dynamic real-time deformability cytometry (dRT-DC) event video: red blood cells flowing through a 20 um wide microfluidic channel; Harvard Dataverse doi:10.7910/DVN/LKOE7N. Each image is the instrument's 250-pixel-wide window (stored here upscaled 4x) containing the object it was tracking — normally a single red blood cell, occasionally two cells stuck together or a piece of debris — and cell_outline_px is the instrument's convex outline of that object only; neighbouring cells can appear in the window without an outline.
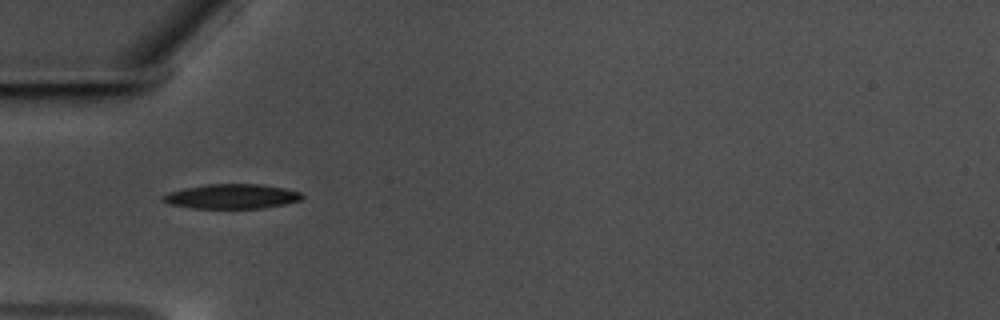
{"species": "common noctule bat (a hibernating species)", "species_latin": "Nyctalus noctula", "temperature_condition": "warm", "stored_images_in_passage": 40, "camera_frame_rate_fps": 3000, "um_per_image_px": 0.085, "animal": {"sex": "male", "body_mass_g": 17.5, "forearm_length_mm": 52.3}, "frame": {"image": 1, "passage_image": 1, "time_ms": 0.0, "image_size_px": [1000, 320], "cell_outline_px": [[304, 196], [300, 200], [284, 204], [264, 208], [192, 208], [168, 204], [160, 200], [160, 196], [168, 192], [184, 188], [208, 184], [264, 184], [284, 188], [300, 192]], "centroid_in_image_um": [19.66, 16.69], "position_along_channel_um": 65.3, "area_um2": 20.11}}
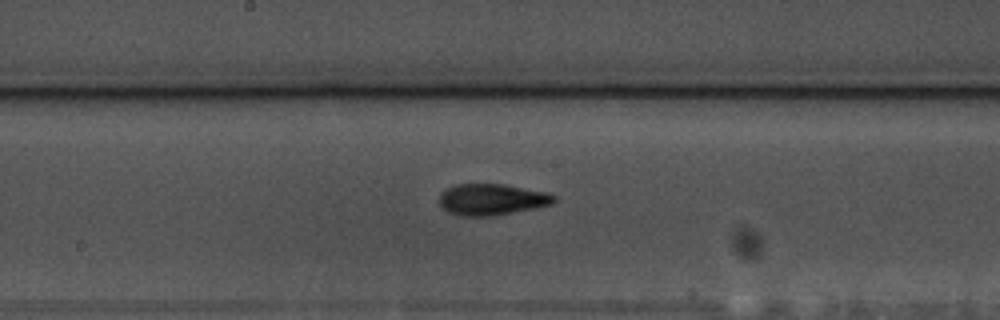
{"frame": {"image": 2, "passage_image": 13, "time_ms": 4.0, "image_size_px": [1000, 320], "cell_outline_px": [[556, 200], [552, 204], [536, 208], [492, 216], [460, 216], [448, 212], [440, 204], [440, 192], [456, 184], [504, 184], [548, 192], [556, 196]], "centroid_in_image_um": [41.83, 16.95], "position_along_channel_um": 206.4, "area_um2": 21.04}}
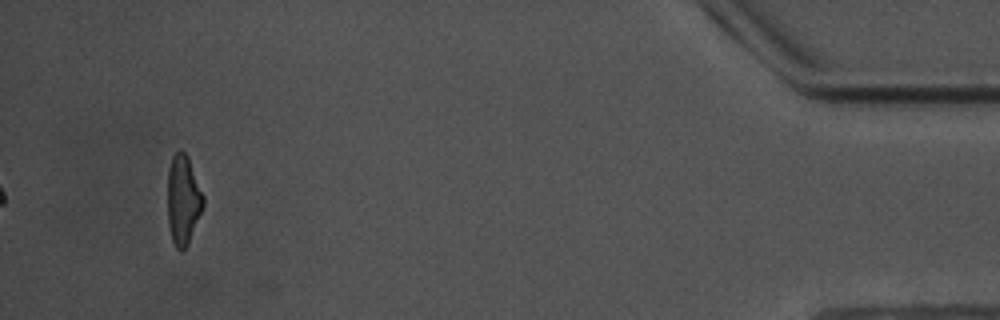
{"frame": {"image": 3, "passage_image": 37, "time_ms": 12.0, "image_size_px": [1000, 320], "cell_outline_px": [[204, 204], [188, 244], [184, 252], [180, 252], [176, 248], [172, 240], [168, 224], [168, 168], [172, 156], [180, 148], [188, 156], [204, 196]], "centroid_in_image_um": [15.56, 16.99], "position_along_channel_um": 419.6, "area_um2": 18.73}, "authors_computed_cell_mechanics": {"area_um2": 19.7676, "velocity_mm_per_s": 3.5682, "shape_relaxation_time_tau1_ms": 4.0717, "shape_relaxation_time_tau2_ms": 2.8071, "deformation_change_tau1": 0.1735, "deformation_change_tau2": 0.1126}}